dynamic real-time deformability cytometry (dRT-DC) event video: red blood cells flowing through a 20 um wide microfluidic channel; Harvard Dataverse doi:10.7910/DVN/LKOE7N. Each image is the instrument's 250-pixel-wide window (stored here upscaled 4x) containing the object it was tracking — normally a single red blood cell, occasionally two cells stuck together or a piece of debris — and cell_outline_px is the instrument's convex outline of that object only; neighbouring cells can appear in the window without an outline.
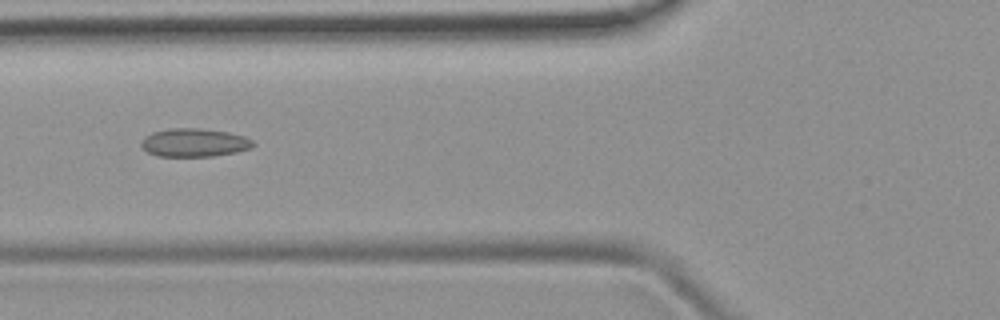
{"species": "common noctule bat (a hibernating species)", "species_latin": "Nyctalus noctula", "temperature_condition": "room temperature", "stored_images_in_passage": 37, "camera_frame_rate_fps": 3000, "um_per_image_px": 0.085, "animal": {"sex": "female", "body_mass_g": 19.9}, "frame": {"image": 1, "passage_image": 6, "time_ms": 1.667, "image_size_px": [1000, 320], "cell_outline_px": [[256, 144], [248, 148], [236, 152], [212, 156], [156, 156], [148, 152], [140, 144], [144, 136], [152, 132], [172, 128], [196, 128], [228, 132], [244, 136], [252, 140]], "centroid_in_image_um": [16.49, 12.12], "position_along_channel_um": 109.3, "area_um2": 18.32}}
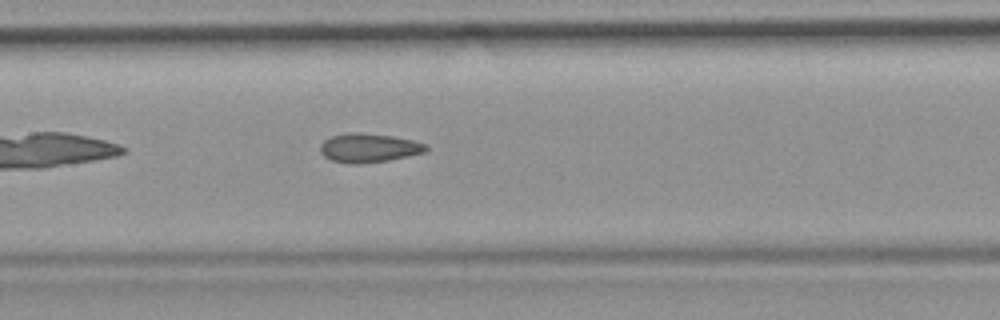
{"frame": {"image": 2, "passage_image": 11, "time_ms": 3.333, "image_size_px": [1000, 320], "cell_outline_px": [[428, 148], [424, 152], [388, 160], [356, 164], [348, 164], [332, 160], [324, 156], [320, 152], [320, 144], [324, 140], [332, 136], [344, 132], [360, 132], [392, 136], [412, 140], [428, 144]], "centroid_in_image_um": [31.31, 12.56], "position_along_channel_um": 176.1, "area_um2": 17.86}, "authors_computed_cell_mechanics": {"area_um2": 17.5712, "velocity_mm_per_s": 3.9923, "shape_relaxation_time_tau1_ms": null, "shape_relaxation_time_tau2_ms": 2.2791, "deformation_change_tau1": null, "deformation_change_tau2": 0.097}}